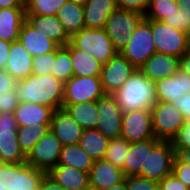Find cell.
Here are the masks:
<instances>
[{"label":"cell","instance_id":"50","mask_svg":"<svg viewBox=\"0 0 190 190\" xmlns=\"http://www.w3.org/2000/svg\"><path fill=\"white\" fill-rule=\"evenodd\" d=\"M38 190H65L47 174L43 177Z\"/></svg>","mask_w":190,"mask_h":190},{"label":"cell","instance_id":"20","mask_svg":"<svg viewBox=\"0 0 190 190\" xmlns=\"http://www.w3.org/2000/svg\"><path fill=\"white\" fill-rule=\"evenodd\" d=\"M33 57L18 41L11 43L9 60L5 70L16 80H22L32 74Z\"/></svg>","mask_w":190,"mask_h":190},{"label":"cell","instance_id":"44","mask_svg":"<svg viewBox=\"0 0 190 190\" xmlns=\"http://www.w3.org/2000/svg\"><path fill=\"white\" fill-rule=\"evenodd\" d=\"M116 4L118 8L136 11L145 15L148 7V0H116Z\"/></svg>","mask_w":190,"mask_h":190},{"label":"cell","instance_id":"2","mask_svg":"<svg viewBox=\"0 0 190 190\" xmlns=\"http://www.w3.org/2000/svg\"><path fill=\"white\" fill-rule=\"evenodd\" d=\"M112 96L122 112L151 110L158 102L154 82L150 81L139 69L131 74Z\"/></svg>","mask_w":190,"mask_h":190},{"label":"cell","instance_id":"9","mask_svg":"<svg viewBox=\"0 0 190 190\" xmlns=\"http://www.w3.org/2000/svg\"><path fill=\"white\" fill-rule=\"evenodd\" d=\"M62 147L60 140L49 130L26 156V163L48 173L58 164Z\"/></svg>","mask_w":190,"mask_h":190},{"label":"cell","instance_id":"28","mask_svg":"<svg viewBox=\"0 0 190 190\" xmlns=\"http://www.w3.org/2000/svg\"><path fill=\"white\" fill-rule=\"evenodd\" d=\"M65 47L70 51L73 76L100 77L103 65L99 61L75 48L70 42Z\"/></svg>","mask_w":190,"mask_h":190},{"label":"cell","instance_id":"11","mask_svg":"<svg viewBox=\"0 0 190 190\" xmlns=\"http://www.w3.org/2000/svg\"><path fill=\"white\" fill-rule=\"evenodd\" d=\"M104 95L100 77L72 76L64 83L62 104L97 101Z\"/></svg>","mask_w":190,"mask_h":190},{"label":"cell","instance_id":"15","mask_svg":"<svg viewBox=\"0 0 190 190\" xmlns=\"http://www.w3.org/2000/svg\"><path fill=\"white\" fill-rule=\"evenodd\" d=\"M50 130L63 146L78 144L84 131L64 108L53 111Z\"/></svg>","mask_w":190,"mask_h":190},{"label":"cell","instance_id":"45","mask_svg":"<svg viewBox=\"0 0 190 190\" xmlns=\"http://www.w3.org/2000/svg\"><path fill=\"white\" fill-rule=\"evenodd\" d=\"M159 190H190L173 173L159 181Z\"/></svg>","mask_w":190,"mask_h":190},{"label":"cell","instance_id":"51","mask_svg":"<svg viewBox=\"0 0 190 190\" xmlns=\"http://www.w3.org/2000/svg\"><path fill=\"white\" fill-rule=\"evenodd\" d=\"M179 70L190 76V50L180 57Z\"/></svg>","mask_w":190,"mask_h":190},{"label":"cell","instance_id":"39","mask_svg":"<svg viewBox=\"0 0 190 190\" xmlns=\"http://www.w3.org/2000/svg\"><path fill=\"white\" fill-rule=\"evenodd\" d=\"M56 57V50L51 53L42 54L33 57L32 74L34 75H49Z\"/></svg>","mask_w":190,"mask_h":190},{"label":"cell","instance_id":"53","mask_svg":"<svg viewBox=\"0 0 190 190\" xmlns=\"http://www.w3.org/2000/svg\"><path fill=\"white\" fill-rule=\"evenodd\" d=\"M2 8H25L18 0H0V9Z\"/></svg>","mask_w":190,"mask_h":190},{"label":"cell","instance_id":"6","mask_svg":"<svg viewBox=\"0 0 190 190\" xmlns=\"http://www.w3.org/2000/svg\"><path fill=\"white\" fill-rule=\"evenodd\" d=\"M156 52L151 32V19H143L129 37L125 48L120 52L137 69Z\"/></svg>","mask_w":190,"mask_h":190},{"label":"cell","instance_id":"30","mask_svg":"<svg viewBox=\"0 0 190 190\" xmlns=\"http://www.w3.org/2000/svg\"><path fill=\"white\" fill-rule=\"evenodd\" d=\"M57 17L69 37L85 28L84 7L72 1L68 0L59 9Z\"/></svg>","mask_w":190,"mask_h":190},{"label":"cell","instance_id":"3","mask_svg":"<svg viewBox=\"0 0 190 190\" xmlns=\"http://www.w3.org/2000/svg\"><path fill=\"white\" fill-rule=\"evenodd\" d=\"M70 43L75 48L99 61L102 65L106 64L118 53L103 28H83L80 32L70 37Z\"/></svg>","mask_w":190,"mask_h":190},{"label":"cell","instance_id":"19","mask_svg":"<svg viewBox=\"0 0 190 190\" xmlns=\"http://www.w3.org/2000/svg\"><path fill=\"white\" fill-rule=\"evenodd\" d=\"M123 171L105 158L95 160L89 172V185L96 190H107L124 180Z\"/></svg>","mask_w":190,"mask_h":190},{"label":"cell","instance_id":"27","mask_svg":"<svg viewBox=\"0 0 190 190\" xmlns=\"http://www.w3.org/2000/svg\"><path fill=\"white\" fill-rule=\"evenodd\" d=\"M160 140L147 139L131 143L124 162V176L138 175L147 159V150H151Z\"/></svg>","mask_w":190,"mask_h":190},{"label":"cell","instance_id":"1","mask_svg":"<svg viewBox=\"0 0 190 190\" xmlns=\"http://www.w3.org/2000/svg\"><path fill=\"white\" fill-rule=\"evenodd\" d=\"M15 87L19 102L43 105L53 111L62 108L64 83L51 74H31L17 81Z\"/></svg>","mask_w":190,"mask_h":190},{"label":"cell","instance_id":"58","mask_svg":"<svg viewBox=\"0 0 190 190\" xmlns=\"http://www.w3.org/2000/svg\"><path fill=\"white\" fill-rule=\"evenodd\" d=\"M0 190H6L5 188H3L2 186H0Z\"/></svg>","mask_w":190,"mask_h":190},{"label":"cell","instance_id":"16","mask_svg":"<svg viewBox=\"0 0 190 190\" xmlns=\"http://www.w3.org/2000/svg\"><path fill=\"white\" fill-rule=\"evenodd\" d=\"M154 85L158 102H173L190 94V76L180 70L171 77L156 80Z\"/></svg>","mask_w":190,"mask_h":190},{"label":"cell","instance_id":"35","mask_svg":"<svg viewBox=\"0 0 190 190\" xmlns=\"http://www.w3.org/2000/svg\"><path fill=\"white\" fill-rule=\"evenodd\" d=\"M179 5L176 0H148L145 19L163 21L166 17L178 12Z\"/></svg>","mask_w":190,"mask_h":190},{"label":"cell","instance_id":"32","mask_svg":"<svg viewBox=\"0 0 190 190\" xmlns=\"http://www.w3.org/2000/svg\"><path fill=\"white\" fill-rule=\"evenodd\" d=\"M94 160L78 144L62 147L57 165H66L89 173Z\"/></svg>","mask_w":190,"mask_h":190},{"label":"cell","instance_id":"24","mask_svg":"<svg viewBox=\"0 0 190 190\" xmlns=\"http://www.w3.org/2000/svg\"><path fill=\"white\" fill-rule=\"evenodd\" d=\"M53 110L43 105L20 102L14 110V117L18 126L31 124H50Z\"/></svg>","mask_w":190,"mask_h":190},{"label":"cell","instance_id":"54","mask_svg":"<svg viewBox=\"0 0 190 190\" xmlns=\"http://www.w3.org/2000/svg\"><path fill=\"white\" fill-rule=\"evenodd\" d=\"M107 190H127L126 180L124 179L119 184L113 185L110 188H108Z\"/></svg>","mask_w":190,"mask_h":190},{"label":"cell","instance_id":"25","mask_svg":"<svg viewBox=\"0 0 190 190\" xmlns=\"http://www.w3.org/2000/svg\"><path fill=\"white\" fill-rule=\"evenodd\" d=\"M25 20V8L0 9V39L9 42L18 40L21 26Z\"/></svg>","mask_w":190,"mask_h":190},{"label":"cell","instance_id":"18","mask_svg":"<svg viewBox=\"0 0 190 190\" xmlns=\"http://www.w3.org/2000/svg\"><path fill=\"white\" fill-rule=\"evenodd\" d=\"M18 41L32 57L54 52L59 47L46 34L35 30L26 20L21 26Z\"/></svg>","mask_w":190,"mask_h":190},{"label":"cell","instance_id":"38","mask_svg":"<svg viewBox=\"0 0 190 190\" xmlns=\"http://www.w3.org/2000/svg\"><path fill=\"white\" fill-rule=\"evenodd\" d=\"M68 0H32L25 8L26 15H57Z\"/></svg>","mask_w":190,"mask_h":190},{"label":"cell","instance_id":"26","mask_svg":"<svg viewBox=\"0 0 190 190\" xmlns=\"http://www.w3.org/2000/svg\"><path fill=\"white\" fill-rule=\"evenodd\" d=\"M46 174L26 162L13 163L12 190H38Z\"/></svg>","mask_w":190,"mask_h":190},{"label":"cell","instance_id":"55","mask_svg":"<svg viewBox=\"0 0 190 190\" xmlns=\"http://www.w3.org/2000/svg\"><path fill=\"white\" fill-rule=\"evenodd\" d=\"M23 7H27L32 0H18Z\"/></svg>","mask_w":190,"mask_h":190},{"label":"cell","instance_id":"57","mask_svg":"<svg viewBox=\"0 0 190 190\" xmlns=\"http://www.w3.org/2000/svg\"><path fill=\"white\" fill-rule=\"evenodd\" d=\"M80 190H96V189H95L93 186L88 185L87 187L82 188V189H80Z\"/></svg>","mask_w":190,"mask_h":190},{"label":"cell","instance_id":"47","mask_svg":"<svg viewBox=\"0 0 190 190\" xmlns=\"http://www.w3.org/2000/svg\"><path fill=\"white\" fill-rule=\"evenodd\" d=\"M16 80L5 70H0V95L15 88Z\"/></svg>","mask_w":190,"mask_h":190},{"label":"cell","instance_id":"42","mask_svg":"<svg viewBox=\"0 0 190 190\" xmlns=\"http://www.w3.org/2000/svg\"><path fill=\"white\" fill-rule=\"evenodd\" d=\"M172 173L190 189V164L175 156Z\"/></svg>","mask_w":190,"mask_h":190},{"label":"cell","instance_id":"41","mask_svg":"<svg viewBox=\"0 0 190 190\" xmlns=\"http://www.w3.org/2000/svg\"><path fill=\"white\" fill-rule=\"evenodd\" d=\"M16 87L0 95V113H14L19 104Z\"/></svg>","mask_w":190,"mask_h":190},{"label":"cell","instance_id":"7","mask_svg":"<svg viewBox=\"0 0 190 190\" xmlns=\"http://www.w3.org/2000/svg\"><path fill=\"white\" fill-rule=\"evenodd\" d=\"M176 151L171 140H160L151 150H147V159L141 177L154 181H161L172 173Z\"/></svg>","mask_w":190,"mask_h":190},{"label":"cell","instance_id":"29","mask_svg":"<svg viewBox=\"0 0 190 190\" xmlns=\"http://www.w3.org/2000/svg\"><path fill=\"white\" fill-rule=\"evenodd\" d=\"M70 116L85 129H96L99 119V111L97 101L62 104Z\"/></svg>","mask_w":190,"mask_h":190},{"label":"cell","instance_id":"21","mask_svg":"<svg viewBox=\"0 0 190 190\" xmlns=\"http://www.w3.org/2000/svg\"><path fill=\"white\" fill-rule=\"evenodd\" d=\"M26 21L37 31H41L59 46H66L70 37L65 32L57 15H26Z\"/></svg>","mask_w":190,"mask_h":190},{"label":"cell","instance_id":"4","mask_svg":"<svg viewBox=\"0 0 190 190\" xmlns=\"http://www.w3.org/2000/svg\"><path fill=\"white\" fill-rule=\"evenodd\" d=\"M144 18V14L121 8L109 15L103 29L118 52L125 48L129 37Z\"/></svg>","mask_w":190,"mask_h":190},{"label":"cell","instance_id":"37","mask_svg":"<svg viewBox=\"0 0 190 190\" xmlns=\"http://www.w3.org/2000/svg\"><path fill=\"white\" fill-rule=\"evenodd\" d=\"M179 5L178 12L166 17L163 22L173 28L190 34V0H176Z\"/></svg>","mask_w":190,"mask_h":190},{"label":"cell","instance_id":"40","mask_svg":"<svg viewBox=\"0 0 190 190\" xmlns=\"http://www.w3.org/2000/svg\"><path fill=\"white\" fill-rule=\"evenodd\" d=\"M127 190H159V182L139 175L125 176Z\"/></svg>","mask_w":190,"mask_h":190},{"label":"cell","instance_id":"8","mask_svg":"<svg viewBox=\"0 0 190 190\" xmlns=\"http://www.w3.org/2000/svg\"><path fill=\"white\" fill-rule=\"evenodd\" d=\"M151 116L154 136L159 140H172L185 123L183 114L172 102H157Z\"/></svg>","mask_w":190,"mask_h":190},{"label":"cell","instance_id":"22","mask_svg":"<svg viewBox=\"0 0 190 190\" xmlns=\"http://www.w3.org/2000/svg\"><path fill=\"white\" fill-rule=\"evenodd\" d=\"M84 7V24L88 29L104 28L109 15L118 7L116 0H87Z\"/></svg>","mask_w":190,"mask_h":190},{"label":"cell","instance_id":"36","mask_svg":"<svg viewBox=\"0 0 190 190\" xmlns=\"http://www.w3.org/2000/svg\"><path fill=\"white\" fill-rule=\"evenodd\" d=\"M130 146L131 143L122 137L110 139L104 157L111 164L119 167L123 171V174H124V162L127 153L130 149Z\"/></svg>","mask_w":190,"mask_h":190},{"label":"cell","instance_id":"52","mask_svg":"<svg viewBox=\"0 0 190 190\" xmlns=\"http://www.w3.org/2000/svg\"><path fill=\"white\" fill-rule=\"evenodd\" d=\"M176 155L183 161L190 164V149L188 148H174Z\"/></svg>","mask_w":190,"mask_h":190},{"label":"cell","instance_id":"31","mask_svg":"<svg viewBox=\"0 0 190 190\" xmlns=\"http://www.w3.org/2000/svg\"><path fill=\"white\" fill-rule=\"evenodd\" d=\"M109 140L97 129H85L78 145L95 161L105 157Z\"/></svg>","mask_w":190,"mask_h":190},{"label":"cell","instance_id":"43","mask_svg":"<svg viewBox=\"0 0 190 190\" xmlns=\"http://www.w3.org/2000/svg\"><path fill=\"white\" fill-rule=\"evenodd\" d=\"M174 148H188L190 149V119L185 120L182 128L171 140Z\"/></svg>","mask_w":190,"mask_h":190},{"label":"cell","instance_id":"48","mask_svg":"<svg viewBox=\"0 0 190 190\" xmlns=\"http://www.w3.org/2000/svg\"><path fill=\"white\" fill-rule=\"evenodd\" d=\"M183 114L185 120L190 119V94L179 96L178 100L172 102Z\"/></svg>","mask_w":190,"mask_h":190},{"label":"cell","instance_id":"34","mask_svg":"<svg viewBox=\"0 0 190 190\" xmlns=\"http://www.w3.org/2000/svg\"><path fill=\"white\" fill-rule=\"evenodd\" d=\"M51 75L63 83L73 76L70 51L65 46H59L56 49V57L51 68Z\"/></svg>","mask_w":190,"mask_h":190},{"label":"cell","instance_id":"33","mask_svg":"<svg viewBox=\"0 0 190 190\" xmlns=\"http://www.w3.org/2000/svg\"><path fill=\"white\" fill-rule=\"evenodd\" d=\"M50 130V124H31L18 126L17 141L21 150L27 156L37 141Z\"/></svg>","mask_w":190,"mask_h":190},{"label":"cell","instance_id":"17","mask_svg":"<svg viewBox=\"0 0 190 190\" xmlns=\"http://www.w3.org/2000/svg\"><path fill=\"white\" fill-rule=\"evenodd\" d=\"M180 68V58L155 52L139 69L150 81L171 77Z\"/></svg>","mask_w":190,"mask_h":190},{"label":"cell","instance_id":"14","mask_svg":"<svg viewBox=\"0 0 190 190\" xmlns=\"http://www.w3.org/2000/svg\"><path fill=\"white\" fill-rule=\"evenodd\" d=\"M99 119L96 129L107 138L115 139L121 136L123 112L117 101L110 94H105L97 100Z\"/></svg>","mask_w":190,"mask_h":190},{"label":"cell","instance_id":"12","mask_svg":"<svg viewBox=\"0 0 190 190\" xmlns=\"http://www.w3.org/2000/svg\"><path fill=\"white\" fill-rule=\"evenodd\" d=\"M136 70L137 68L118 52L102 67L100 80L104 93L112 95L119 90Z\"/></svg>","mask_w":190,"mask_h":190},{"label":"cell","instance_id":"49","mask_svg":"<svg viewBox=\"0 0 190 190\" xmlns=\"http://www.w3.org/2000/svg\"><path fill=\"white\" fill-rule=\"evenodd\" d=\"M11 43L0 39V70L5 69L7 65Z\"/></svg>","mask_w":190,"mask_h":190},{"label":"cell","instance_id":"13","mask_svg":"<svg viewBox=\"0 0 190 190\" xmlns=\"http://www.w3.org/2000/svg\"><path fill=\"white\" fill-rule=\"evenodd\" d=\"M120 137L130 143L155 138L151 110L141 109L123 112Z\"/></svg>","mask_w":190,"mask_h":190},{"label":"cell","instance_id":"10","mask_svg":"<svg viewBox=\"0 0 190 190\" xmlns=\"http://www.w3.org/2000/svg\"><path fill=\"white\" fill-rule=\"evenodd\" d=\"M17 129L14 113H0V160L2 163L26 162V155L17 141Z\"/></svg>","mask_w":190,"mask_h":190},{"label":"cell","instance_id":"23","mask_svg":"<svg viewBox=\"0 0 190 190\" xmlns=\"http://www.w3.org/2000/svg\"><path fill=\"white\" fill-rule=\"evenodd\" d=\"M47 175L65 190H80L89 185V173L66 165H56Z\"/></svg>","mask_w":190,"mask_h":190},{"label":"cell","instance_id":"56","mask_svg":"<svg viewBox=\"0 0 190 190\" xmlns=\"http://www.w3.org/2000/svg\"><path fill=\"white\" fill-rule=\"evenodd\" d=\"M69 1H72V2L82 5V6L87 2V0H69Z\"/></svg>","mask_w":190,"mask_h":190},{"label":"cell","instance_id":"46","mask_svg":"<svg viewBox=\"0 0 190 190\" xmlns=\"http://www.w3.org/2000/svg\"><path fill=\"white\" fill-rule=\"evenodd\" d=\"M13 163H2L0 165V186L6 190H12Z\"/></svg>","mask_w":190,"mask_h":190},{"label":"cell","instance_id":"5","mask_svg":"<svg viewBox=\"0 0 190 190\" xmlns=\"http://www.w3.org/2000/svg\"><path fill=\"white\" fill-rule=\"evenodd\" d=\"M156 52L178 58L190 50V34L167 25L163 21L151 20Z\"/></svg>","mask_w":190,"mask_h":190}]
</instances>
